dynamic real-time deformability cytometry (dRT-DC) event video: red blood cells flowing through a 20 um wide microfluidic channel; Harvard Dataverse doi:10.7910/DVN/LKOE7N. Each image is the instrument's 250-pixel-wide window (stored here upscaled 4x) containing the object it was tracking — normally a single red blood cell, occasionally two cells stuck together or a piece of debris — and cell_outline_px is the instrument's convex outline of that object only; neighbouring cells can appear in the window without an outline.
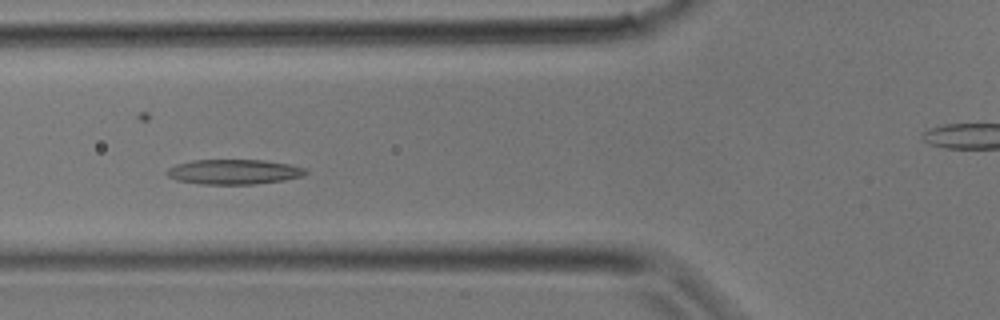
{"species": "common noctule bat (a hibernating species)", "species_latin": "Nyctalus noctula", "temperature_condition": "room temperature", "stored_images_in_passage": 21, "camera_frame_rate_fps": 3000, "um_per_image_px": 0.085, "animal": {"sex": "male", "body_mass_g": 17.9}, "frame": {"image": 1, "passage_image": 11, "time_ms": 3.333, "image_size_px": [1000, 320], "cell_outline_px": [[308, 172], [304, 176], [284, 180], [252, 184], [200, 184], [176, 180], [168, 176], [164, 172], [168, 168], [176, 164], [192, 160], [264, 160], [288, 164], [308, 168]], "centroid_in_image_um": [19.88, 14.6], "position_along_channel_um": 105.9, "area_um2": 20.29}}
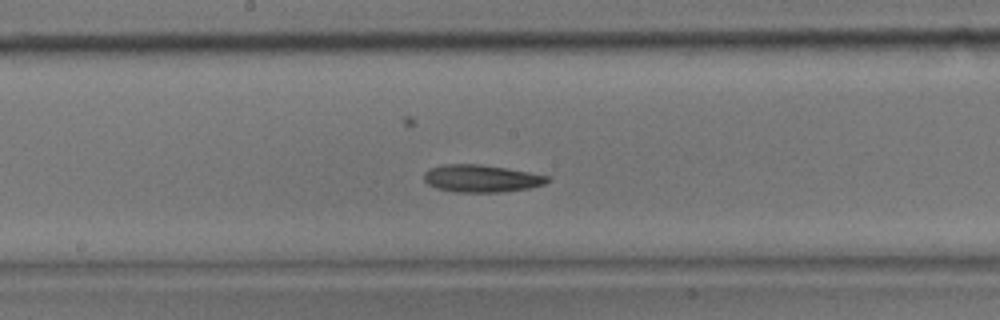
{"frame": {"image": 2, "passage_image": 16, "time_ms": 5.0, "image_size_px": [1000, 320], "cell_outline_px": [[548, 180], [544, 184], [528, 188], [500, 192], [456, 192], [436, 188], [428, 184], [424, 180], [424, 172], [428, 168], [444, 164], [480, 164], [528, 172], [548, 176]], "centroid_in_image_um": [40.85, 15.17], "position_along_channel_um": 207.4, "area_um2": 19.54}}
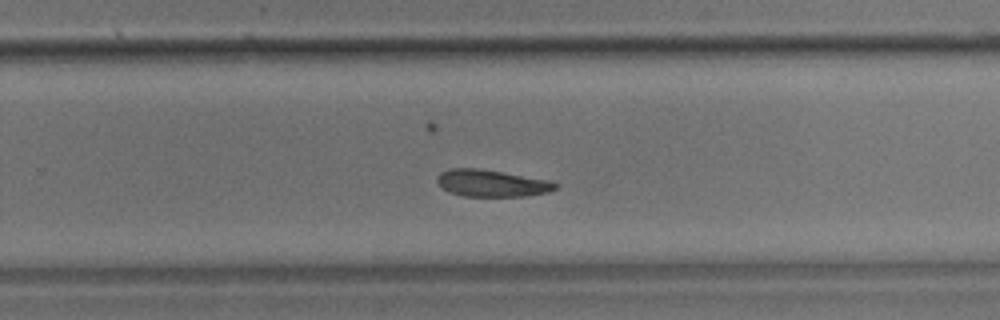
{"frame": {"image": 3, "passage_image": 20, "time_ms": 6.333, "image_size_px": [1000, 320], "cell_outline_px": [[560, 184], [556, 188], [548, 192], [524, 196], [464, 196], [448, 192], [440, 188], [436, 180], [436, 176], [440, 172], [448, 168], [476, 168], [548, 180]], "centroid_in_image_um": [41.72, 15.57], "position_along_channel_um": 288.1, "area_um2": 18.55}}